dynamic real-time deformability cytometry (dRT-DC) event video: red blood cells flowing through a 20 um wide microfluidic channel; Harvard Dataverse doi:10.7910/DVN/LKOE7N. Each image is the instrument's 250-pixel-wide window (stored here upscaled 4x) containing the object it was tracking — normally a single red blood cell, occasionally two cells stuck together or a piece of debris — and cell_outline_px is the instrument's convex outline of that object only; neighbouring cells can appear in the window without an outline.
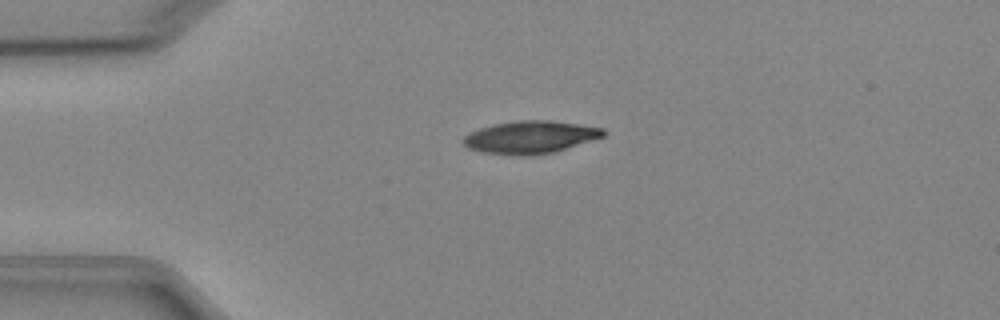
{"species": "Egyptian fruit bat (a non-hibernating species)", "species_latin": "Rousettus aegyptiacus", "temperature_condition": "cold", "stored_images_in_passage": 4, "camera_frame_rate_fps": 3000, "um_per_image_px": 0.085, "animal": {"sex": "female"}, "frame": {"image": 1, "passage_image": 4, "time_ms": 3.333, "image_size_px": [1000, 320], "cell_outline_px": [[604, 136], [552, 152], [532, 156], [512, 156], [480, 152], [468, 148], [464, 144], [464, 136], [480, 128], [496, 124], [516, 120], [552, 120], [604, 128]], "centroid_in_image_um": [45.05, 11.67], "position_along_channel_um": 40.0, "area_um2": 26.47}}